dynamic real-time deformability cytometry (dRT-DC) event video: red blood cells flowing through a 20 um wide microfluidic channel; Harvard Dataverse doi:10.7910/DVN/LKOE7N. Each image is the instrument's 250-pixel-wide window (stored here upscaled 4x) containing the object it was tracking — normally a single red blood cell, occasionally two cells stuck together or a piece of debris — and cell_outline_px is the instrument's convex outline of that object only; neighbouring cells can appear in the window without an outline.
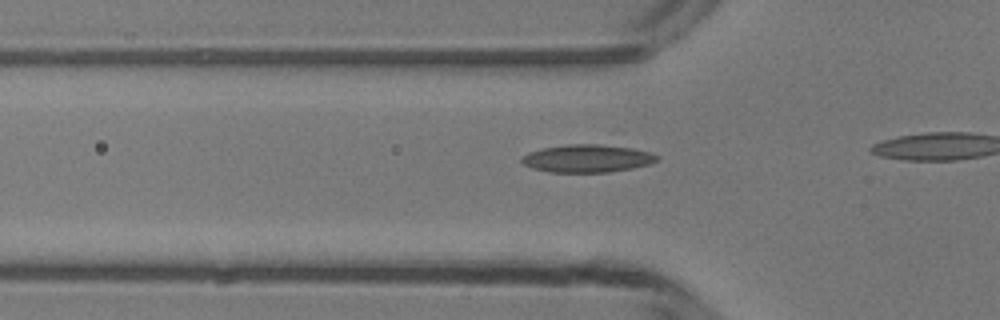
{"species": "common noctule bat (a hibernating species)", "species_latin": "Nyctalus noctula", "temperature_condition": "room temperature", "stored_images_in_passage": 7, "camera_frame_rate_fps": 3000, "um_per_image_px": 0.085, "animal": {"sex": "male", "body_mass_g": 13.3}, "frame": {"image": 1, "passage_image": 2, "time_ms": 0.333, "image_size_px": [1000, 320], "cell_outline_px": [[660, 160], [648, 164], [632, 168], [608, 172], [548, 172], [532, 168], [524, 164], [520, 160], [520, 156], [528, 152], [540, 148], [568, 144], [600, 144], [632, 148], [652, 152], [660, 156]], "centroid_in_image_um": [49.9, 13.46], "position_along_channel_um": 75.9, "area_um2": 22.14}}
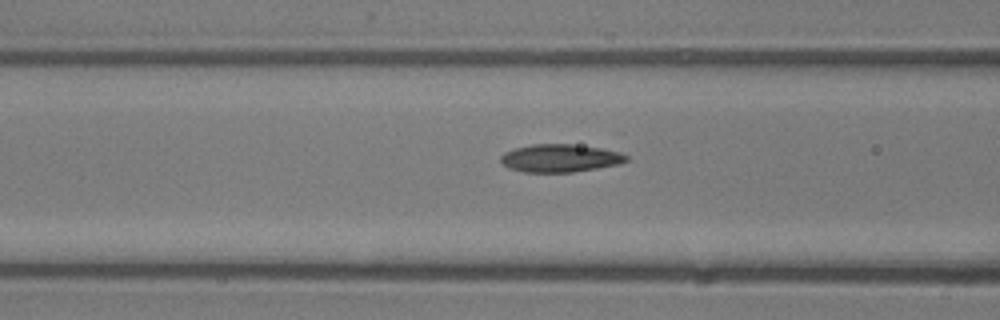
{"frame": {"image": 2, "passage_image": 5, "time_ms": 1.333, "image_size_px": [1000, 320], "cell_outline_px": [[628, 160], [620, 164], [572, 172], [524, 172], [508, 168], [500, 160], [500, 156], [504, 152], [512, 148], [532, 144], [572, 144], [600, 148], [620, 152], [628, 156]], "centroid_in_image_um": [47.58, 13.44], "position_along_channel_um": 119.0, "area_um2": 20.46}}